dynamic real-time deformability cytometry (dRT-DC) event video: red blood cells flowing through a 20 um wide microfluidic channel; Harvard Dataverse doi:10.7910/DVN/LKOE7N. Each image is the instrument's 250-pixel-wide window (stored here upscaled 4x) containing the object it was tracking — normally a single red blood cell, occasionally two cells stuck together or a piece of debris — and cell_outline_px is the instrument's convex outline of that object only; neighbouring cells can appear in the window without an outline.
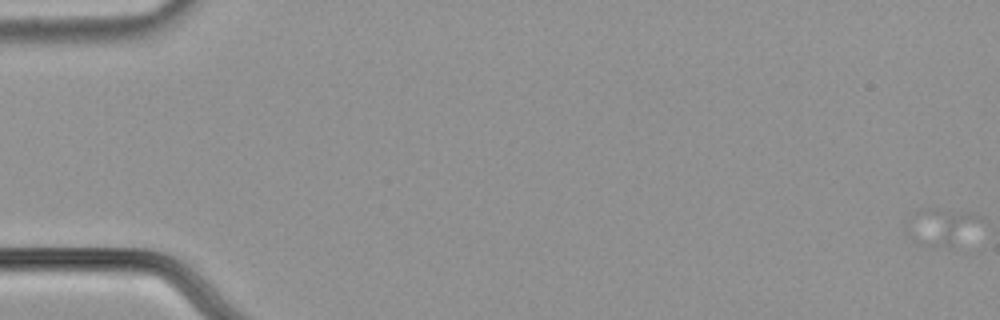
{"species": "common noctule bat (a hibernating species)", "species_latin": "Nyctalus noctula", "temperature_condition": "cold", "stored_images_in_passage": 7, "camera_frame_rate_fps": 3000, "um_per_image_px": 0.085, "animal": {"sex": "male", "body_mass_g": 21.5, "forearm_length_mm": 52.0}, "frame": {"image": 1, "passage_image": 1, "time_ms": 0.0, "image_size_px": [1000, 320], "cell_outline_px": [[984, 216], [952, 248], [932, 244], [916, 212], [920, 208], [936, 208], [968, 212]], "centroid_in_image_um": [80.48, 19.12], "position_along_channel_um": 4.5, "area_um2": 12.14}}